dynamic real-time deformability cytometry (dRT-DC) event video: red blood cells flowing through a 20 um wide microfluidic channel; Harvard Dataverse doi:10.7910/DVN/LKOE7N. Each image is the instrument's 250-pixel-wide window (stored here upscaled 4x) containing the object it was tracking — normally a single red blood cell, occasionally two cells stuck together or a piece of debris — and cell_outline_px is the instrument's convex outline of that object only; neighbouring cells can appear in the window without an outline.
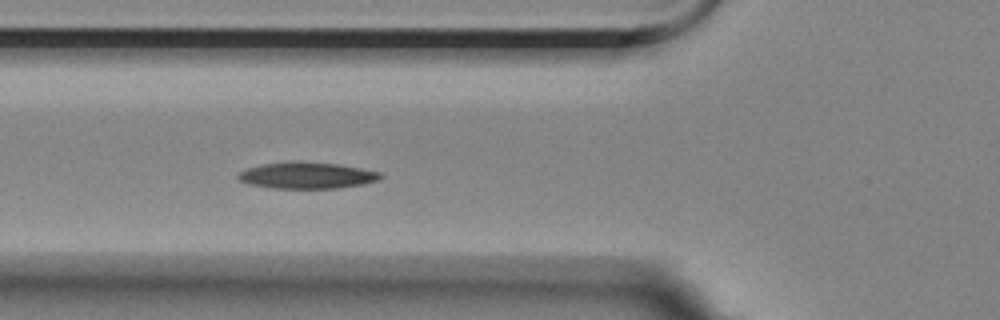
{"species": "Egyptian fruit bat (a non-hibernating species)", "species_latin": "Rousettus aegyptiacus", "temperature_condition": "room temperature", "stored_images_in_passage": 4, "camera_frame_rate_fps": 3000, "um_per_image_px": 0.085, "animal": {"sex": "female"}, "frame": {"image": 1, "passage_image": 4, "time_ms": 4.333, "image_size_px": [1000, 320], "cell_outline_px": [[384, 176], [380, 180], [364, 184], [336, 188], [272, 188], [248, 184], [236, 180], [236, 176], [240, 172], [248, 168], [264, 164], [288, 160], [292, 160], [336, 164], [360, 168], [380, 172]], "centroid_in_image_um": [26.06, 14.9], "position_along_channel_um": 99.7, "area_um2": 22.14}}